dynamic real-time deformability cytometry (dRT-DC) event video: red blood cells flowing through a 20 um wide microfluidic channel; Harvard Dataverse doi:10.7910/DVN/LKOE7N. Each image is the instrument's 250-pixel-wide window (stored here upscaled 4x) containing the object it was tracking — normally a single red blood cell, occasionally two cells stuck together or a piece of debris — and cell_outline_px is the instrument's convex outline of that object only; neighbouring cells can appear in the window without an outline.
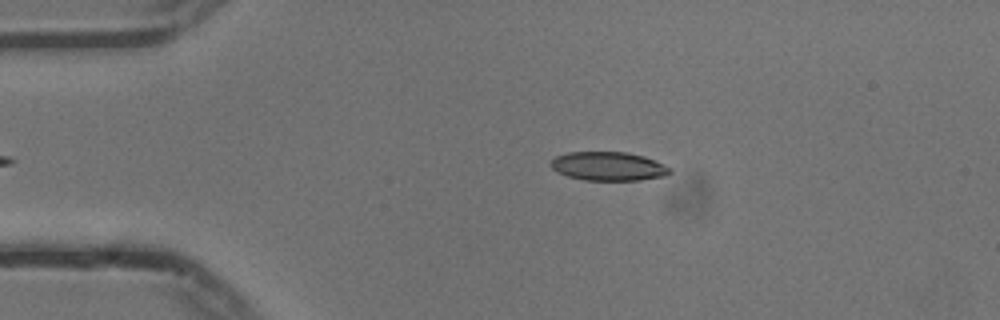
{"species": "common noctule bat (a hibernating species)", "species_latin": "Nyctalus noctula", "temperature_condition": "cold", "stored_images_in_passage": 41, "camera_frame_rate_fps": 3000, "um_per_image_px": 0.085, "animal": {"sex": "male", "body_mass_g": 13.3}, "frame": {"image": 1, "passage_image": 4, "time_ms": 1.0, "image_size_px": [1000, 320], "cell_outline_px": [[672, 172], [664, 176], [640, 180], [584, 180], [568, 176], [556, 172], [548, 164], [556, 156], [568, 152], [628, 152], [644, 156], [656, 160], [672, 168]], "centroid_in_image_um": [51.72, 14.13], "position_along_channel_um": 33.3, "area_um2": 20.17}}
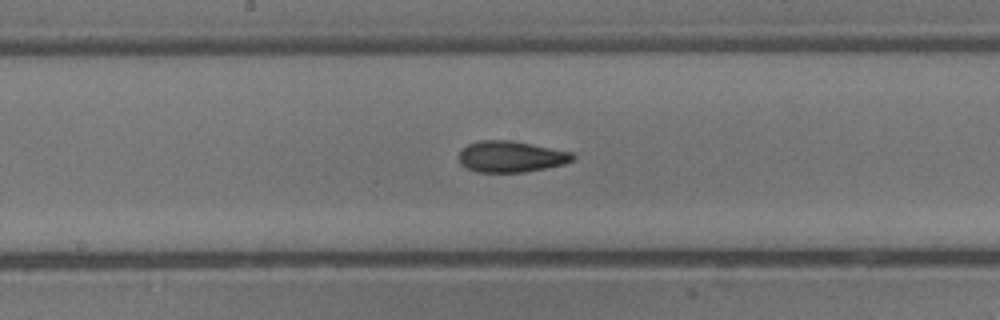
{"frame": {"image": 2, "passage_image": 21, "time_ms": 6.667, "image_size_px": [1000, 320], "cell_outline_px": [[576, 156], [572, 160], [564, 164], [524, 172], [476, 172], [460, 164], [460, 152], [468, 144], [480, 140], [512, 140], [572, 152]], "centroid_in_image_um": [43.44, 13.31], "position_along_channel_um": 204.8, "area_um2": 20.58}}
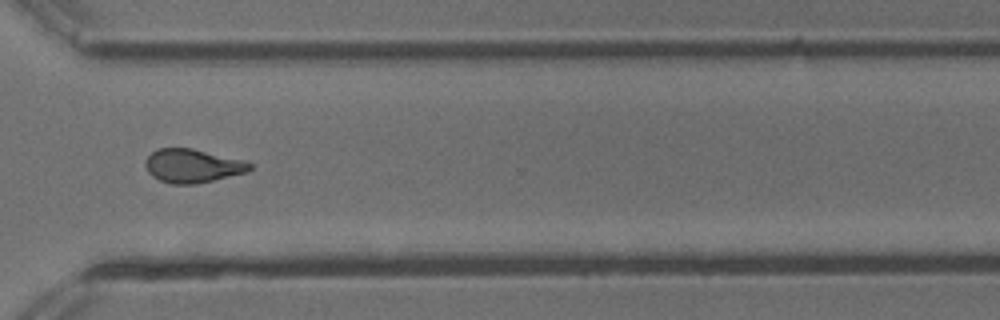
{"frame": {"image": 3, "passage_image": 33, "time_ms": 10.667, "image_size_px": [1000, 320], "cell_outline_px": [[252, 168], [248, 172], [196, 184], [172, 184], [160, 180], [152, 176], [148, 172], [144, 164], [144, 160], [156, 148], [192, 148], [240, 160], [252, 164]], "centroid_in_image_um": [16.32, 14.1], "position_along_channel_um": 354.3, "area_um2": 20.35}, "authors_computed_cell_mechanics": {"area_um2": 20.519, "velocity_mm_per_s": 3.7564, "shape_relaxation_time_tau1_ms": 5.6774, "shape_relaxation_time_tau2_ms": 2.8886, "deformation_change_tau1": 0.1529, "deformation_change_tau2": 0.0924}}